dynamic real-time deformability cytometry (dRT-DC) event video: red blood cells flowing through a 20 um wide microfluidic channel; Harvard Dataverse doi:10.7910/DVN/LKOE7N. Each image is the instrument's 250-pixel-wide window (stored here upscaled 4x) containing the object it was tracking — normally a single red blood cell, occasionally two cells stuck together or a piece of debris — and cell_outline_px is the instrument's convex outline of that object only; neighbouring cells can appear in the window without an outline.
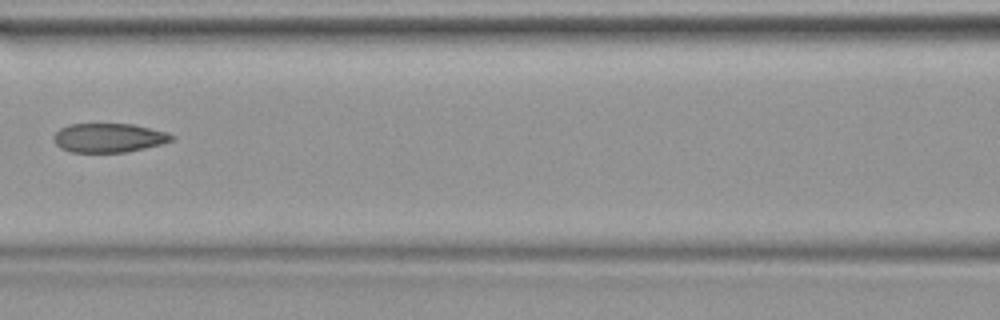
{"species": "common noctule bat (a hibernating species)", "species_latin": "Nyctalus noctula", "temperature_condition": "warm", "stored_images_in_passage": 40, "camera_frame_rate_fps": 3000, "um_per_image_px": 0.085, "animal": {"sex": "female", "body_mass_g": 19.9}, "frame": {"image": 1, "passage_image": 18, "time_ms": 5.667, "image_size_px": [1000, 320], "cell_outline_px": [[176, 140], [164, 144], [128, 152], [72, 152], [60, 148], [52, 140], [52, 136], [60, 128], [68, 124], [132, 124], [168, 132], [176, 136]], "centroid_in_image_um": [9.28, 11.72], "position_along_channel_um": 157.3, "area_um2": 20.35}}